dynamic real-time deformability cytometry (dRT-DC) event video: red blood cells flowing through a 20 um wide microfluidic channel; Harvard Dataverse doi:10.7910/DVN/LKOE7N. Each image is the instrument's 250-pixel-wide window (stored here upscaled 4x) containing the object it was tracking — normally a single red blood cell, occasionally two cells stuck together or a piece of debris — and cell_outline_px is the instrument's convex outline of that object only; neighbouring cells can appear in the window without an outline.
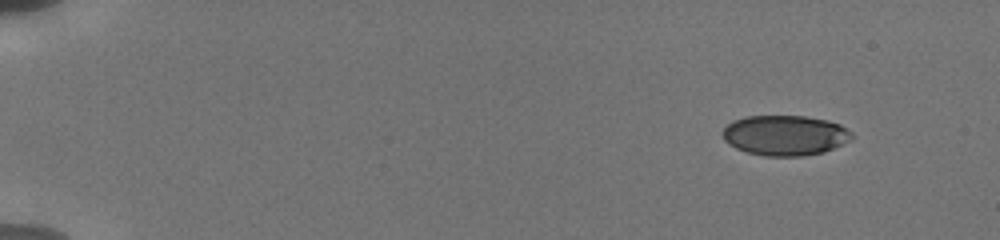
{"species": "human", "species_latin": "Homo sapiens", "temperature_condition": "cold", "stored_images_in_passage": 13, "camera_frame_rate_fps": 3000, "um_per_image_px": 0.085, "donor": {"sex": "male"}, "frame": {"image": 1, "passage_image": 1, "time_ms": 0.0, "image_size_px": [1000, 240], "cell_outline_px": [[856, 136], [824, 152], [804, 156], [764, 156], [748, 152], [736, 148], [728, 144], [724, 140], [720, 132], [732, 120], [744, 116], [804, 116], [828, 120], [840, 124], [852, 132]], "centroid_in_image_um": [66.7, 11.49], "position_along_channel_um": 18.3, "area_um2": 30.46}}
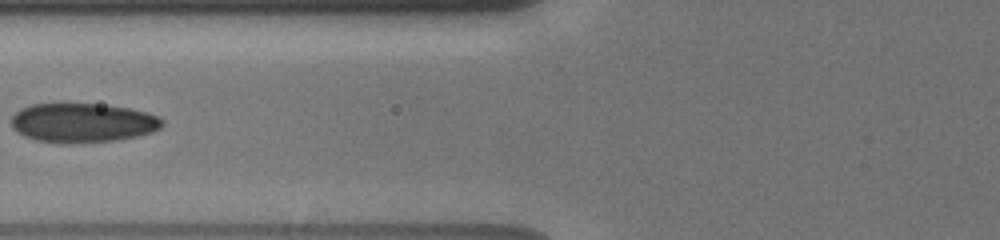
{"frame": {"image": 2, "passage_image": 8, "time_ms": 6.333, "image_size_px": [1000, 240], "cell_outline_px": [[164, 124], [160, 128], [152, 132], [136, 136], [116, 140], [64, 144], [36, 140], [24, 136], [16, 132], [12, 128], [12, 116], [20, 108], [32, 104], [100, 104], [128, 108], [148, 112], [164, 120]], "centroid_in_image_um": [7.01, 10.44], "position_along_channel_um": 118.8, "area_um2": 34.62}}
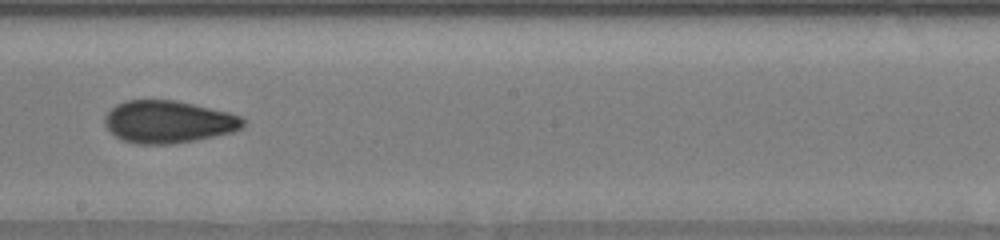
{"frame": {"image": 3, "passage_image": 12, "time_ms": 9.333, "image_size_px": [1000, 240], "cell_outline_px": [[248, 120], [244, 128], [232, 132], [196, 140], [172, 144], [136, 144], [124, 140], [116, 136], [104, 124], [104, 116], [116, 104], [128, 100], [176, 100], [228, 112], [240, 116]], "centroid_in_image_um": [14.34, 10.35], "position_along_channel_um": 233.9, "area_um2": 34.28}}